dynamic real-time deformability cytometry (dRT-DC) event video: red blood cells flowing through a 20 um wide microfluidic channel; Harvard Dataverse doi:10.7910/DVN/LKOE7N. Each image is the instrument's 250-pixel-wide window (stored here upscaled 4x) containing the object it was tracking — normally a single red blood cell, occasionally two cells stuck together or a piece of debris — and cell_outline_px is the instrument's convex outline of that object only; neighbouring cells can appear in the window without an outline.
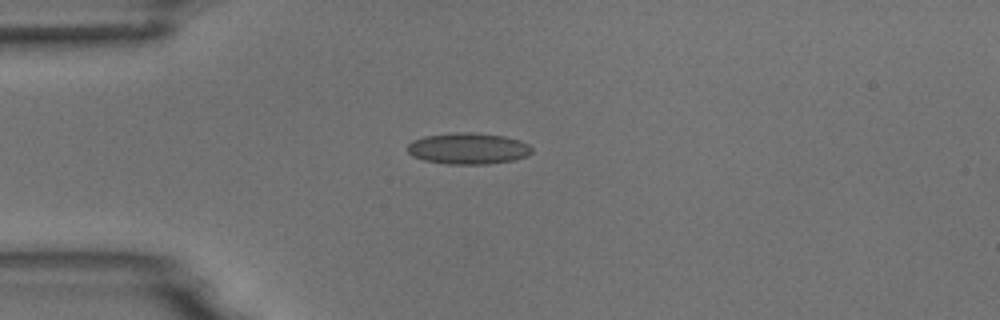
{"species": "common noctule bat (a hibernating species)", "species_latin": "Nyctalus noctula", "temperature_condition": "room temperature", "stored_images_in_passage": 7, "camera_frame_rate_fps": 3000, "um_per_image_px": 0.085, "animal": {"sex": "male", "body_mass_g": 18.8}, "frame": {"image": 1, "passage_image": 1, "time_ms": 0.0, "image_size_px": [1000, 320], "cell_outline_px": [[532, 152], [528, 156], [516, 160], [484, 164], [448, 164], [424, 160], [412, 156], [408, 152], [408, 144], [412, 140], [424, 136], [456, 132], [472, 132], [504, 136], [520, 140], [528, 144], [532, 148]], "centroid_in_image_um": [39.81, 12.62], "position_along_channel_um": 45.2, "area_um2": 22.83}}
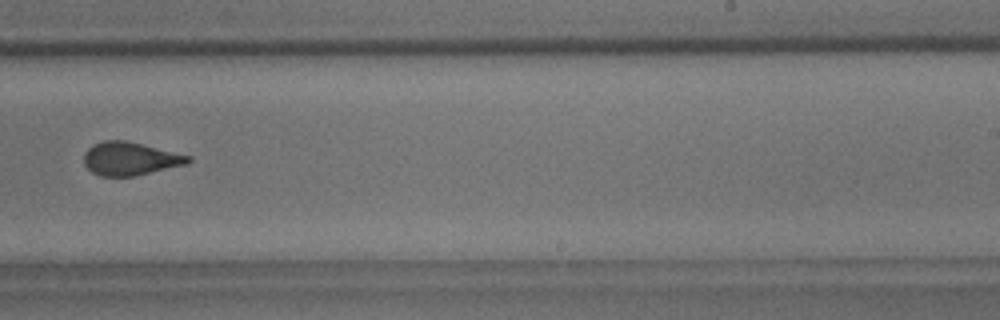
{"frame": {"image": 2, "passage_image": 7, "time_ms": 6.667, "image_size_px": [1000, 320], "cell_outline_px": [[192, 160], [188, 164], [136, 176], [100, 176], [92, 172], [84, 164], [84, 152], [92, 144], [104, 140], [124, 140], [192, 156]], "centroid_in_image_um": [11.07, 13.49], "position_along_channel_um": 277.9, "area_um2": 20.29}}